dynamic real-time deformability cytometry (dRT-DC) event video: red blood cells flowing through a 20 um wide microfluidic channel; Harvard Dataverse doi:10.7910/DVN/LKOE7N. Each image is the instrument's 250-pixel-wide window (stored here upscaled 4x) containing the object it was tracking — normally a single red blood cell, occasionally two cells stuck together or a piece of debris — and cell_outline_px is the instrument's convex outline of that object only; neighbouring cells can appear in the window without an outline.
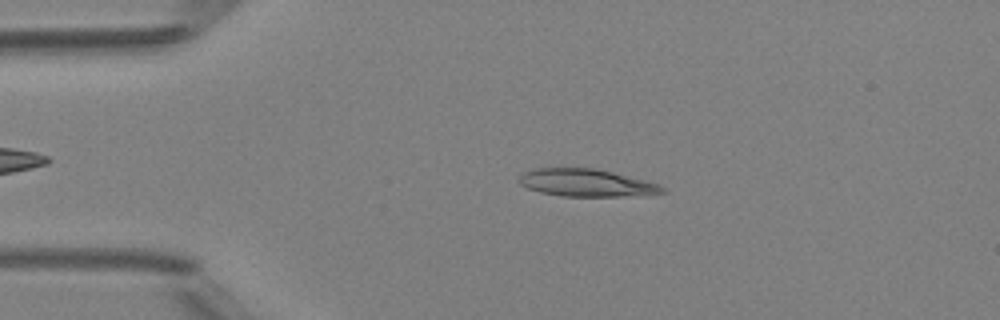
{"species": "Egyptian fruit bat (a non-hibernating species)", "species_latin": "Rousettus aegyptiacus", "temperature_condition": "room temperature", "stored_images_in_passage": 40, "camera_frame_rate_fps": 3000, "um_per_image_px": 0.085, "animal": {"sex": "female"}, "frame": {"image": 1, "passage_image": 7, "time_ms": 2.0, "image_size_px": [1000, 320], "cell_outline_px": [[668, 192], [624, 196], [560, 196], [540, 192], [528, 188], [520, 184], [516, 180], [524, 172], [536, 168], [596, 168], [612, 172], [656, 184], [664, 188]], "centroid_in_image_um": [49.76, 15.54], "position_along_channel_um": 35.2, "area_um2": 22.6}}
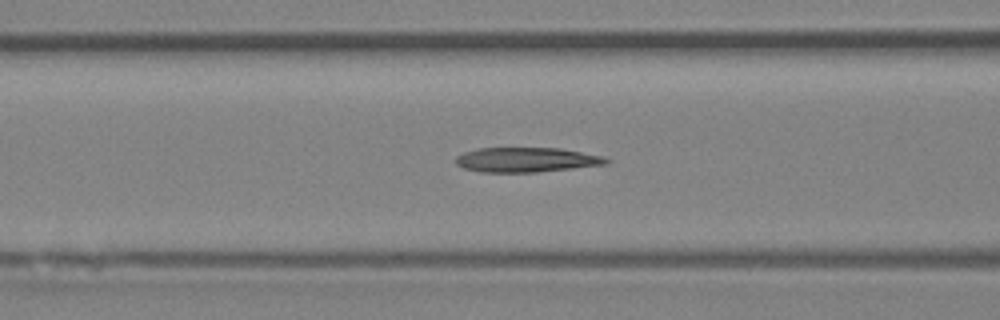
{"frame": {"image": 2, "passage_image": 16, "time_ms": 5.0, "image_size_px": [1000, 320], "cell_outline_px": [[608, 164], [536, 172], [480, 172], [464, 168], [456, 164], [456, 156], [464, 152], [476, 148], [560, 148], [604, 156], [608, 160]], "centroid_in_image_um": [44.72, 13.58], "position_along_channel_um": 121.9, "area_um2": 21.62}}
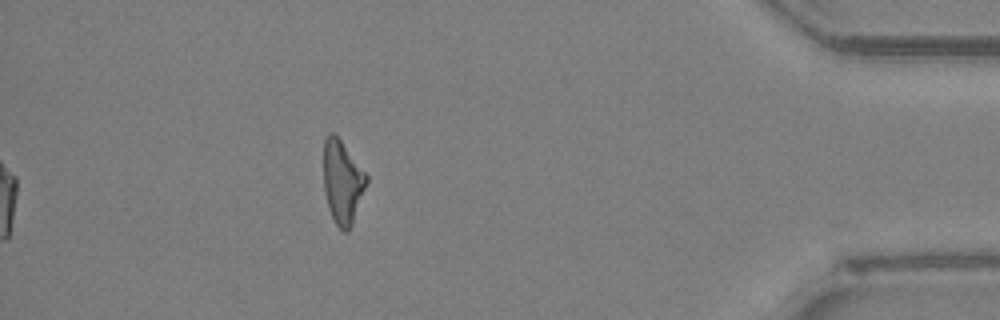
{"frame": {"image": 3, "passage_image": 40, "time_ms": 13.0, "image_size_px": [1000, 320], "cell_outline_px": [[368, 180], [352, 224], [348, 232], [344, 232], [336, 224], [328, 208], [324, 192], [324, 140], [328, 132], [332, 132], [340, 140], [368, 176]], "centroid_in_image_um": [29.09, 15.48], "position_along_channel_um": 406.1, "area_um2": 20.52}, "authors_computed_cell_mechanics": {"area_um2": 21.6172, "velocity_mm_per_s": 4.1862, "shape_relaxation_time_tau1_ms": null, "shape_relaxation_time_tau2_ms": 4.6049, "deformation_change_tau1": null, "deformation_change_tau2": 0.1704}}